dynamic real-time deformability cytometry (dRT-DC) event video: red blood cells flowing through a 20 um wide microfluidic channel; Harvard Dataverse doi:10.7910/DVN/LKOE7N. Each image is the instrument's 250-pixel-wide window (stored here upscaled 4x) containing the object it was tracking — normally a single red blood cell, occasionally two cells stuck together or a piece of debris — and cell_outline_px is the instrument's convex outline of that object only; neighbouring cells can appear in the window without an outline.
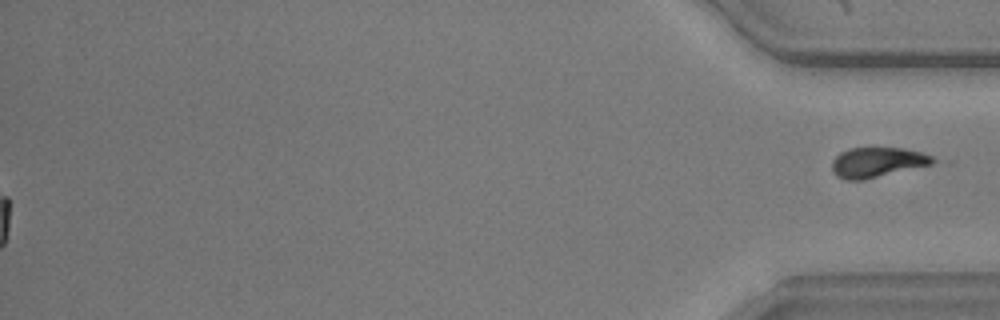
{"species": "common noctule bat (a hibernating species)", "species_latin": "Nyctalus noctula", "temperature_condition": "warm", "stored_images_in_passage": 52, "segment_of_instrument_passage": [2, 2], "camera_frame_rate_fps": 3000, "um_per_image_px": 0.085, "animal": {"sex": "male", "body_mass_g": 20.5, "forearm_length_mm": 52.5}, "frame": {"image": 1, "passage_image": 52, "time_ms": 17.0, "image_size_px": [1000, 320], "cell_outline_px": [[940, 160], [932, 164], [864, 180], [844, 180], [836, 176], [832, 172], [832, 160], [840, 152], [848, 148], [904, 148], [920, 152], [932, 156]], "centroid_in_image_um": [74.56, 13.8], "position_along_channel_um": 360.6, "area_um2": 17.8}}